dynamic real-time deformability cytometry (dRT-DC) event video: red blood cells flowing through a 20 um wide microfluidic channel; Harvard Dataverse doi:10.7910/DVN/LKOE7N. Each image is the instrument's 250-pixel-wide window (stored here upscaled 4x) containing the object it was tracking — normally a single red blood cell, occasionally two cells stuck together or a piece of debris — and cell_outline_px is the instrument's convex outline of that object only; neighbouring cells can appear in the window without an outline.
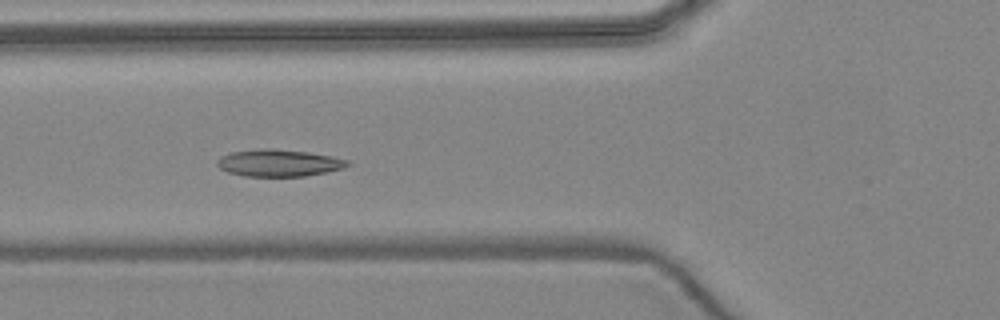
{"species": "common noctule bat (a hibernating species)", "species_latin": "Nyctalus noctula", "temperature_condition": "warm", "stored_images_in_passage": 7, "camera_frame_rate_fps": 3000, "um_per_image_px": 0.085, "animal": {"sex": "female", "body_mass_g": 24.6, "forearm_length_mm": 56.2}, "frame": {"image": 1, "passage_image": 5, "time_ms": 4.667, "image_size_px": [1000, 320], "cell_outline_px": [[352, 164], [344, 168], [304, 176], [244, 176], [228, 172], [220, 168], [216, 164], [216, 160], [220, 156], [232, 152], [260, 148], [272, 148], [308, 152], [332, 156], [348, 160]], "centroid_in_image_um": [23.69, 13.84], "position_along_channel_um": 102.1, "area_um2": 20.58}}
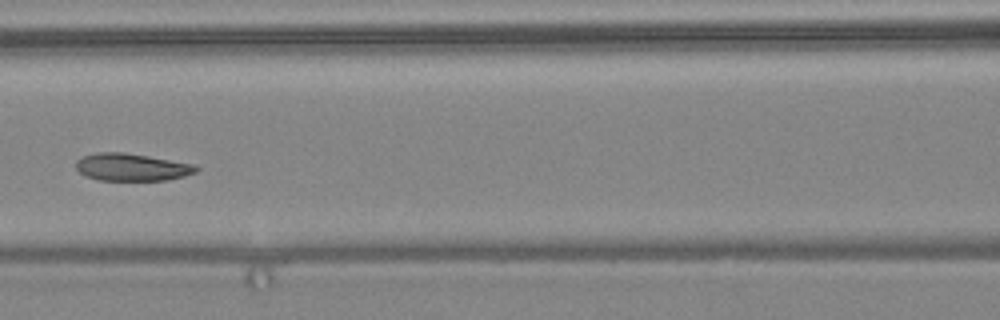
{"frame": {"image": 2, "passage_image": 6, "time_ms": 6.0, "image_size_px": [1000, 320], "cell_outline_px": [[200, 168], [196, 172], [184, 176], [168, 180], [100, 180], [84, 176], [76, 168], [76, 160], [80, 156], [96, 152], [124, 152], [196, 164]], "centroid_in_image_um": [11.19, 14.2], "position_along_channel_um": 155.4, "area_um2": 19.42}}
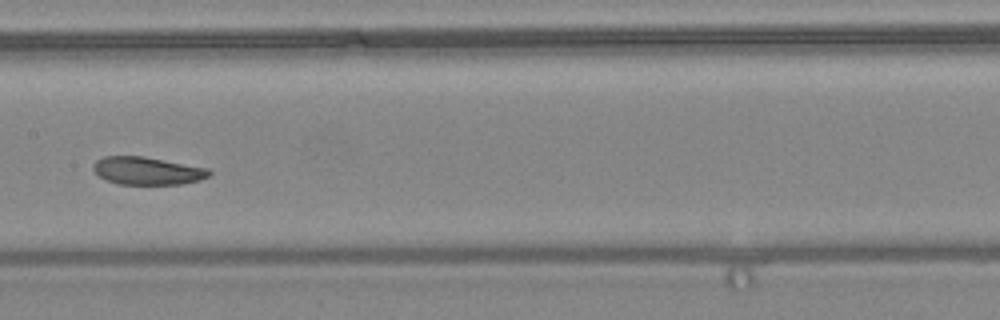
{"frame": {"image": 3, "passage_image": 7, "time_ms": 7.0, "image_size_px": [1000, 320], "cell_outline_px": [[212, 172], [208, 176], [200, 180], [180, 184], [116, 184], [100, 176], [92, 168], [92, 164], [96, 160], [104, 156], [144, 156], [208, 168]], "centroid_in_image_um": [12.51, 14.51], "position_along_channel_um": 194.9, "area_um2": 18.73}}